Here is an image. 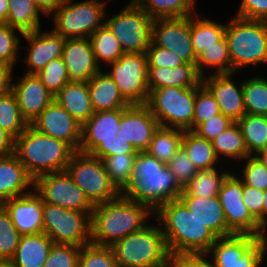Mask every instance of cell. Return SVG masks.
Here are the masks:
<instances>
[{"mask_svg": "<svg viewBox=\"0 0 267 267\" xmlns=\"http://www.w3.org/2000/svg\"><path fill=\"white\" fill-rule=\"evenodd\" d=\"M263 238H264V240L266 242V245H267V237H266V235Z\"/></svg>", "mask_w": 267, "mask_h": 267, "instance_id": "obj_65", "label": "cell"}, {"mask_svg": "<svg viewBox=\"0 0 267 267\" xmlns=\"http://www.w3.org/2000/svg\"><path fill=\"white\" fill-rule=\"evenodd\" d=\"M32 191L34 193L30 191L2 204L21 236L43 233L44 201L35 190Z\"/></svg>", "mask_w": 267, "mask_h": 267, "instance_id": "obj_20", "label": "cell"}, {"mask_svg": "<svg viewBox=\"0 0 267 267\" xmlns=\"http://www.w3.org/2000/svg\"><path fill=\"white\" fill-rule=\"evenodd\" d=\"M171 255L207 256L218 238L179 199H172L155 212ZM164 227V228H163Z\"/></svg>", "mask_w": 267, "mask_h": 267, "instance_id": "obj_1", "label": "cell"}, {"mask_svg": "<svg viewBox=\"0 0 267 267\" xmlns=\"http://www.w3.org/2000/svg\"><path fill=\"white\" fill-rule=\"evenodd\" d=\"M182 190L165 164L147 152H138L134 160L133 181L123 194L155 212L166 202L179 198Z\"/></svg>", "mask_w": 267, "mask_h": 267, "instance_id": "obj_3", "label": "cell"}, {"mask_svg": "<svg viewBox=\"0 0 267 267\" xmlns=\"http://www.w3.org/2000/svg\"><path fill=\"white\" fill-rule=\"evenodd\" d=\"M179 199L218 238L233 235L227 227L224 211L218 196L196 197L192 195H180Z\"/></svg>", "mask_w": 267, "mask_h": 267, "instance_id": "obj_26", "label": "cell"}, {"mask_svg": "<svg viewBox=\"0 0 267 267\" xmlns=\"http://www.w3.org/2000/svg\"><path fill=\"white\" fill-rule=\"evenodd\" d=\"M39 12L32 0H9L8 17L5 21L20 34L33 32L40 28Z\"/></svg>", "mask_w": 267, "mask_h": 267, "instance_id": "obj_34", "label": "cell"}, {"mask_svg": "<svg viewBox=\"0 0 267 267\" xmlns=\"http://www.w3.org/2000/svg\"><path fill=\"white\" fill-rule=\"evenodd\" d=\"M151 42L155 46L172 51L183 62L196 66L197 56L191 39V15L153 20Z\"/></svg>", "mask_w": 267, "mask_h": 267, "instance_id": "obj_17", "label": "cell"}, {"mask_svg": "<svg viewBox=\"0 0 267 267\" xmlns=\"http://www.w3.org/2000/svg\"><path fill=\"white\" fill-rule=\"evenodd\" d=\"M54 100L82 126L94 114L88 82H68Z\"/></svg>", "mask_w": 267, "mask_h": 267, "instance_id": "obj_28", "label": "cell"}, {"mask_svg": "<svg viewBox=\"0 0 267 267\" xmlns=\"http://www.w3.org/2000/svg\"><path fill=\"white\" fill-rule=\"evenodd\" d=\"M146 54L149 68H176L185 63L172 51L155 46L152 42Z\"/></svg>", "mask_w": 267, "mask_h": 267, "instance_id": "obj_52", "label": "cell"}, {"mask_svg": "<svg viewBox=\"0 0 267 267\" xmlns=\"http://www.w3.org/2000/svg\"><path fill=\"white\" fill-rule=\"evenodd\" d=\"M64 0L52 13L54 16V31L64 38H89L102 22L105 13V3L99 0H85L70 4ZM54 14V15H53Z\"/></svg>", "mask_w": 267, "mask_h": 267, "instance_id": "obj_9", "label": "cell"}, {"mask_svg": "<svg viewBox=\"0 0 267 267\" xmlns=\"http://www.w3.org/2000/svg\"><path fill=\"white\" fill-rule=\"evenodd\" d=\"M31 187L34 188V179L17 156H0V203L29 193Z\"/></svg>", "mask_w": 267, "mask_h": 267, "instance_id": "obj_25", "label": "cell"}, {"mask_svg": "<svg viewBox=\"0 0 267 267\" xmlns=\"http://www.w3.org/2000/svg\"><path fill=\"white\" fill-rule=\"evenodd\" d=\"M204 65L207 67H217L215 74H231V59L228 47H211L204 50L197 57V71L201 77H204Z\"/></svg>", "mask_w": 267, "mask_h": 267, "instance_id": "obj_45", "label": "cell"}, {"mask_svg": "<svg viewBox=\"0 0 267 267\" xmlns=\"http://www.w3.org/2000/svg\"><path fill=\"white\" fill-rule=\"evenodd\" d=\"M15 139L5 130L0 128V156L14 153Z\"/></svg>", "mask_w": 267, "mask_h": 267, "instance_id": "obj_59", "label": "cell"}, {"mask_svg": "<svg viewBox=\"0 0 267 267\" xmlns=\"http://www.w3.org/2000/svg\"><path fill=\"white\" fill-rule=\"evenodd\" d=\"M88 87L94 113L124 109L130 105L106 72H97L88 81Z\"/></svg>", "mask_w": 267, "mask_h": 267, "instance_id": "obj_27", "label": "cell"}, {"mask_svg": "<svg viewBox=\"0 0 267 267\" xmlns=\"http://www.w3.org/2000/svg\"><path fill=\"white\" fill-rule=\"evenodd\" d=\"M122 109L94 113L82 126L79 152L102 159L110 156L112 142L119 132Z\"/></svg>", "mask_w": 267, "mask_h": 267, "instance_id": "obj_16", "label": "cell"}, {"mask_svg": "<svg viewBox=\"0 0 267 267\" xmlns=\"http://www.w3.org/2000/svg\"><path fill=\"white\" fill-rule=\"evenodd\" d=\"M0 267H13L11 261L0 260Z\"/></svg>", "mask_w": 267, "mask_h": 267, "instance_id": "obj_64", "label": "cell"}, {"mask_svg": "<svg viewBox=\"0 0 267 267\" xmlns=\"http://www.w3.org/2000/svg\"><path fill=\"white\" fill-rule=\"evenodd\" d=\"M91 214L44 202L43 232L54 244L83 247L91 243Z\"/></svg>", "mask_w": 267, "mask_h": 267, "instance_id": "obj_8", "label": "cell"}, {"mask_svg": "<svg viewBox=\"0 0 267 267\" xmlns=\"http://www.w3.org/2000/svg\"><path fill=\"white\" fill-rule=\"evenodd\" d=\"M237 123L250 156H255L267 147V116L245 114Z\"/></svg>", "mask_w": 267, "mask_h": 267, "instance_id": "obj_35", "label": "cell"}, {"mask_svg": "<svg viewBox=\"0 0 267 267\" xmlns=\"http://www.w3.org/2000/svg\"><path fill=\"white\" fill-rule=\"evenodd\" d=\"M237 17L267 21V0H242Z\"/></svg>", "mask_w": 267, "mask_h": 267, "instance_id": "obj_55", "label": "cell"}, {"mask_svg": "<svg viewBox=\"0 0 267 267\" xmlns=\"http://www.w3.org/2000/svg\"><path fill=\"white\" fill-rule=\"evenodd\" d=\"M260 161L263 163L265 168L267 169V147L260 151L258 154L255 155Z\"/></svg>", "mask_w": 267, "mask_h": 267, "instance_id": "obj_63", "label": "cell"}, {"mask_svg": "<svg viewBox=\"0 0 267 267\" xmlns=\"http://www.w3.org/2000/svg\"><path fill=\"white\" fill-rule=\"evenodd\" d=\"M232 74H212L202 77V84L211 92L219 105L220 112L237 122L245 114L243 83L231 80ZM207 78V79H206ZM238 86V87H237Z\"/></svg>", "mask_w": 267, "mask_h": 267, "instance_id": "obj_22", "label": "cell"}, {"mask_svg": "<svg viewBox=\"0 0 267 267\" xmlns=\"http://www.w3.org/2000/svg\"><path fill=\"white\" fill-rule=\"evenodd\" d=\"M111 248L118 267L165 266L171 255L161 227L148 224L116 241Z\"/></svg>", "mask_w": 267, "mask_h": 267, "instance_id": "obj_5", "label": "cell"}, {"mask_svg": "<svg viewBox=\"0 0 267 267\" xmlns=\"http://www.w3.org/2000/svg\"><path fill=\"white\" fill-rule=\"evenodd\" d=\"M20 234L4 208L0 210V260L10 261L17 250Z\"/></svg>", "mask_w": 267, "mask_h": 267, "instance_id": "obj_46", "label": "cell"}, {"mask_svg": "<svg viewBox=\"0 0 267 267\" xmlns=\"http://www.w3.org/2000/svg\"><path fill=\"white\" fill-rule=\"evenodd\" d=\"M33 189L45 203L84 213H92L94 209V205L66 170L37 177Z\"/></svg>", "mask_w": 267, "mask_h": 267, "instance_id": "obj_14", "label": "cell"}, {"mask_svg": "<svg viewBox=\"0 0 267 267\" xmlns=\"http://www.w3.org/2000/svg\"><path fill=\"white\" fill-rule=\"evenodd\" d=\"M191 15V39L194 53L198 57L211 47H228L225 38L226 24H219L208 18L196 20Z\"/></svg>", "mask_w": 267, "mask_h": 267, "instance_id": "obj_31", "label": "cell"}, {"mask_svg": "<svg viewBox=\"0 0 267 267\" xmlns=\"http://www.w3.org/2000/svg\"><path fill=\"white\" fill-rule=\"evenodd\" d=\"M9 0H0V23H5L8 17Z\"/></svg>", "mask_w": 267, "mask_h": 267, "instance_id": "obj_61", "label": "cell"}, {"mask_svg": "<svg viewBox=\"0 0 267 267\" xmlns=\"http://www.w3.org/2000/svg\"><path fill=\"white\" fill-rule=\"evenodd\" d=\"M217 101L211 92L202 85L196 92L195 108L193 114V130L201 123L220 114Z\"/></svg>", "mask_w": 267, "mask_h": 267, "instance_id": "obj_48", "label": "cell"}, {"mask_svg": "<svg viewBox=\"0 0 267 267\" xmlns=\"http://www.w3.org/2000/svg\"><path fill=\"white\" fill-rule=\"evenodd\" d=\"M12 71L13 67L0 65V96L6 95L12 91Z\"/></svg>", "mask_w": 267, "mask_h": 267, "instance_id": "obj_57", "label": "cell"}, {"mask_svg": "<svg viewBox=\"0 0 267 267\" xmlns=\"http://www.w3.org/2000/svg\"><path fill=\"white\" fill-rule=\"evenodd\" d=\"M95 60L99 66L100 60L105 63H111L117 61L123 54L121 44L110 31V29L104 24L98 28L90 37Z\"/></svg>", "mask_w": 267, "mask_h": 267, "instance_id": "obj_40", "label": "cell"}, {"mask_svg": "<svg viewBox=\"0 0 267 267\" xmlns=\"http://www.w3.org/2000/svg\"><path fill=\"white\" fill-rule=\"evenodd\" d=\"M38 132L69 144L76 152L82 141V125L53 100L30 124Z\"/></svg>", "mask_w": 267, "mask_h": 267, "instance_id": "obj_18", "label": "cell"}, {"mask_svg": "<svg viewBox=\"0 0 267 267\" xmlns=\"http://www.w3.org/2000/svg\"><path fill=\"white\" fill-rule=\"evenodd\" d=\"M150 214L154 212L147 205L131 201L123 193L116 199L94 205L91 243L112 246L123 237L141 230Z\"/></svg>", "mask_w": 267, "mask_h": 267, "instance_id": "obj_2", "label": "cell"}, {"mask_svg": "<svg viewBox=\"0 0 267 267\" xmlns=\"http://www.w3.org/2000/svg\"><path fill=\"white\" fill-rule=\"evenodd\" d=\"M75 153L69 144L38 132L30 124L14 143V154L34 180L46 173L65 171Z\"/></svg>", "mask_w": 267, "mask_h": 267, "instance_id": "obj_4", "label": "cell"}, {"mask_svg": "<svg viewBox=\"0 0 267 267\" xmlns=\"http://www.w3.org/2000/svg\"><path fill=\"white\" fill-rule=\"evenodd\" d=\"M124 53H146L151 44L153 19L137 4H128L120 13L104 20Z\"/></svg>", "mask_w": 267, "mask_h": 267, "instance_id": "obj_12", "label": "cell"}, {"mask_svg": "<svg viewBox=\"0 0 267 267\" xmlns=\"http://www.w3.org/2000/svg\"><path fill=\"white\" fill-rule=\"evenodd\" d=\"M36 7L46 15H51L64 0H32Z\"/></svg>", "mask_w": 267, "mask_h": 267, "instance_id": "obj_60", "label": "cell"}, {"mask_svg": "<svg viewBox=\"0 0 267 267\" xmlns=\"http://www.w3.org/2000/svg\"><path fill=\"white\" fill-rule=\"evenodd\" d=\"M264 192V200L262 207V227L266 230L267 228V189Z\"/></svg>", "mask_w": 267, "mask_h": 267, "instance_id": "obj_62", "label": "cell"}, {"mask_svg": "<svg viewBox=\"0 0 267 267\" xmlns=\"http://www.w3.org/2000/svg\"><path fill=\"white\" fill-rule=\"evenodd\" d=\"M183 134V130L159 126L146 152L167 165L182 146Z\"/></svg>", "mask_w": 267, "mask_h": 267, "instance_id": "obj_32", "label": "cell"}, {"mask_svg": "<svg viewBox=\"0 0 267 267\" xmlns=\"http://www.w3.org/2000/svg\"><path fill=\"white\" fill-rule=\"evenodd\" d=\"M66 171L93 205L111 201L121 194L110 182L100 158L78 151L72 156Z\"/></svg>", "mask_w": 267, "mask_h": 267, "instance_id": "obj_10", "label": "cell"}, {"mask_svg": "<svg viewBox=\"0 0 267 267\" xmlns=\"http://www.w3.org/2000/svg\"><path fill=\"white\" fill-rule=\"evenodd\" d=\"M30 42V51L24 58L28 66L31 67L25 74H37L46 64L54 59L62 57L63 47L66 38L56 33L54 30L41 32L40 28L33 32L21 34Z\"/></svg>", "mask_w": 267, "mask_h": 267, "instance_id": "obj_24", "label": "cell"}, {"mask_svg": "<svg viewBox=\"0 0 267 267\" xmlns=\"http://www.w3.org/2000/svg\"><path fill=\"white\" fill-rule=\"evenodd\" d=\"M109 65L112 71L106 74L114 80L122 96L130 104H146L149 96L147 54L124 53Z\"/></svg>", "mask_w": 267, "mask_h": 267, "instance_id": "obj_13", "label": "cell"}, {"mask_svg": "<svg viewBox=\"0 0 267 267\" xmlns=\"http://www.w3.org/2000/svg\"><path fill=\"white\" fill-rule=\"evenodd\" d=\"M202 77L194 64L184 63L176 68H149V91L164 87H195Z\"/></svg>", "mask_w": 267, "mask_h": 267, "instance_id": "obj_30", "label": "cell"}, {"mask_svg": "<svg viewBox=\"0 0 267 267\" xmlns=\"http://www.w3.org/2000/svg\"><path fill=\"white\" fill-rule=\"evenodd\" d=\"M206 256L170 255L164 267H212Z\"/></svg>", "mask_w": 267, "mask_h": 267, "instance_id": "obj_56", "label": "cell"}, {"mask_svg": "<svg viewBox=\"0 0 267 267\" xmlns=\"http://www.w3.org/2000/svg\"><path fill=\"white\" fill-rule=\"evenodd\" d=\"M211 142L218 160L221 155L226 156V158H237V160L246 159L250 156L244 143L241 128L237 122H234Z\"/></svg>", "mask_w": 267, "mask_h": 267, "instance_id": "obj_39", "label": "cell"}, {"mask_svg": "<svg viewBox=\"0 0 267 267\" xmlns=\"http://www.w3.org/2000/svg\"><path fill=\"white\" fill-rule=\"evenodd\" d=\"M246 164L242 170V177L239 179L244 185L266 190L267 189V169L256 156H248Z\"/></svg>", "mask_w": 267, "mask_h": 267, "instance_id": "obj_51", "label": "cell"}, {"mask_svg": "<svg viewBox=\"0 0 267 267\" xmlns=\"http://www.w3.org/2000/svg\"><path fill=\"white\" fill-rule=\"evenodd\" d=\"M158 127L157 119L146 104H130L122 109L117 135L132 144L137 152H146Z\"/></svg>", "mask_w": 267, "mask_h": 267, "instance_id": "obj_19", "label": "cell"}, {"mask_svg": "<svg viewBox=\"0 0 267 267\" xmlns=\"http://www.w3.org/2000/svg\"><path fill=\"white\" fill-rule=\"evenodd\" d=\"M51 93L55 96L68 82V71L62 57L49 61L46 66L35 74Z\"/></svg>", "mask_w": 267, "mask_h": 267, "instance_id": "obj_43", "label": "cell"}, {"mask_svg": "<svg viewBox=\"0 0 267 267\" xmlns=\"http://www.w3.org/2000/svg\"><path fill=\"white\" fill-rule=\"evenodd\" d=\"M233 123L234 121L231 118L220 113L212 117L211 119L199 124L193 130V132H195L198 136L207 139L208 141H212Z\"/></svg>", "mask_w": 267, "mask_h": 267, "instance_id": "obj_53", "label": "cell"}, {"mask_svg": "<svg viewBox=\"0 0 267 267\" xmlns=\"http://www.w3.org/2000/svg\"><path fill=\"white\" fill-rule=\"evenodd\" d=\"M15 28L6 23H0V65L14 67L18 60L20 38L16 35Z\"/></svg>", "mask_w": 267, "mask_h": 267, "instance_id": "obj_47", "label": "cell"}, {"mask_svg": "<svg viewBox=\"0 0 267 267\" xmlns=\"http://www.w3.org/2000/svg\"><path fill=\"white\" fill-rule=\"evenodd\" d=\"M62 59L70 81L88 82L101 70L89 38H66Z\"/></svg>", "mask_w": 267, "mask_h": 267, "instance_id": "obj_23", "label": "cell"}, {"mask_svg": "<svg viewBox=\"0 0 267 267\" xmlns=\"http://www.w3.org/2000/svg\"><path fill=\"white\" fill-rule=\"evenodd\" d=\"M22 117L14 93L0 96V128L16 139L28 126Z\"/></svg>", "mask_w": 267, "mask_h": 267, "instance_id": "obj_41", "label": "cell"}, {"mask_svg": "<svg viewBox=\"0 0 267 267\" xmlns=\"http://www.w3.org/2000/svg\"><path fill=\"white\" fill-rule=\"evenodd\" d=\"M202 81L195 87H164L149 91L146 105L159 126L193 131V114L196 92Z\"/></svg>", "mask_w": 267, "mask_h": 267, "instance_id": "obj_7", "label": "cell"}, {"mask_svg": "<svg viewBox=\"0 0 267 267\" xmlns=\"http://www.w3.org/2000/svg\"><path fill=\"white\" fill-rule=\"evenodd\" d=\"M264 238L251 234H233L220 237L212 245V267H260L266 253Z\"/></svg>", "mask_w": 267, "mask_h": 267, "instance_id": "obj_11", "label": "cell"}, {"mask_svg": "<svg viewBox=\"0 0 267 267\" xmlns=\"http://www.w3.org/2000/svg\"><path fill=\"white\" fill-rule=\"evenodd\" d=\"M166 166L172 172L182 189L192 180L198 171L182 146Z\"/></svg>", "mask_w": 267, "mask_h": 267, "instance_id": "obj_50", "label": "cell"}, {"mask_svg": "<svg viewBox=\"0 0 267 267\" xmlns=\"http://www.w3.org/2000/svg\"><path fill=\"white\" fill-rule=\"evenodd\" d=\"M81 247L53 244L43 267H78Z\"/></svg>", "mask_w": 267, "mask_h": 267, "instance_id": "obj_49", "label": "cell"}, {"mask_svg": "<svg viewBox=\"0 0 267 267\" xmlns=\"http://www.w3.org/2000/svg\"><path fill=\"white\" fill-rule=\"evenodd\" d=\"M53 241L43 232L20 236L14 257L13 267H43Z\"/></svg>", "mask_w": 267, "mask_h": 267, "instance_id": "obj_29", "label": "cell"}, {"mask_svg": "<svg viewBox=\"0 0 267 267\" xmlns=\"http://www.w3.org/2000/svg\"><path fill=\"white\" fill-rule=\"evenodd\" d=\"M230 174L228 171L219 173L216 167L198 170L197 174L183 188L180 195H192L196 197L218 196L223 182Z\"/></svg>", "mask_w": 267, "mask_h": 267, "instance_id": "obj_36", "label": "cell"}, {"mask_svg": "<svg viewBox=\"0 0 267 267\" xmlns=\"http://www.w3.org/2000/svg\"><path fill=\"white\" fill-rule=\"evenodd\" d=\"M225 38L231 59V74L240 67L267 63V21L233 17Z\"/></svg>", "mask_w": 267, "mask_h": 267, "instance_id": "obj_6", "label": "cell"}, {"mask_svg": "<svg viewBox=\"0 0 267 267\" xmlns=\"http://www.w3.org/2000/svg\"><path fill=\"white\" fill-rule=\"evenodd\" d=\"M14 93L22 117L31 124L54 100L35 74H24L17 83H13Z\"/></svg>", "mask_w": 267, "mask_h": 267, "instance_id": "obj_21", "label": "cell"}, {"mask_svg": "<svg viewBox=\"0 0 267 267\" xmlns=\"http://www.w3.org/2000/svg\"><path fill=\"white\" fill-rule=\"evenodd\" d=\"M242 196L243 183L231 173L218 193L227 227L233 234H251L262 239L266 230L250 214Z\"/></svg>", "mask_w": 267, "mask_h": 267, "instance_id": "obj_15", "label": "cell"}, {"mask_svg": "<svg viewBox=\"0 0 267 267\" xmlns=\"http://www.w3.org/2000/svg\"><path fill=\"white\" fill-rule=\"evenodd\" d=\"M137 154L138 152L135 150L132 144L128 143L121 139L118 135L112 142V150H110V156L116 154Z\"/></svg>", "mask_w": 267, "mask_h": 267, "instance_id": "obj_58", "label": "cell"}, {"mask_svg": "<svg viewBox=\"0 0 267 267\" xmlns=\"http://www.w3.org/2000/svg\"><path fill=\"white\" fill-rule=\"evenodd\" d=\"M182 147L198 170L214 168L218 161L212 142L198 136L193 131H184Z\"/></svg>", "mask_w": 267, "mask_h": 267, "instance_id": "obj_37", "label": "cell"}, {"mask_svg": "<svg viewBox=\"0 0 267 267\" xmlns=\"http://www.w3.org/2000/svg\"><path fill=\"white\" fill-rule=\"evenodd\" d=\"M194 2L195 0H131L129 4H137L155 20L193 15Z\"/></svg>", "mask_w": 267, "mask_h": 267, "instance_id": "obj_33", "label": "cell"}, {"mask_svg": "<svg viewBox=\"0 0 267 267\" xmlns=\"http://www.w3.org/2000/svg\"><path fill=\"white\" fill-rule=\"evenodd\" d=\"M78 267H118L111 246L89 243L81 247Z\"/></svg>", "mask_w": 267, "mask_h": 267, "instance_id": "obj_44", "label": "cell"}, {"mask_svg": "<svg viewBox=\"0 0 267 267\" xmlns=\"http://www.w3.org/2000/svg\"><path fill=\"white\" fill-rule=\"evenodd\" d=\"M246 114L267 116V79L252 77L243 82Z\"/></svg>", "mask_w": 267, "mask_h": 267, "instance_id": "obj_42", "label": "cell"}, {"mask_svg": "<svg viewBox=\"0 0 267 267\" xmlns=\"http://www.w3.org/2000/svg\"><path fill=\"white\" fill-rule=\"evenodd\" d=\"M264 192L262 190L243 184V202L248 208L250 214L262 226V207L264 200Z\"/></svg>", "mask_w": 267, "mask_h": 267, "instance_id": "obj_54", "label": "cell"}, {"mask_svg": "<svg viewBox=\"0 0 267 267\" xmlns=\"http://www.w3.org/2000/svg\"><path fill=\"white\" fill-rule=\"evenodd\" d=\"M136 155L121 153L102 158L110 182L120 193H123L133 181Z\"/></svg>", "mask_w": 267, "mask_h": 267, "instance_id": "obj_38", "label": "cell"}]
</instances>
